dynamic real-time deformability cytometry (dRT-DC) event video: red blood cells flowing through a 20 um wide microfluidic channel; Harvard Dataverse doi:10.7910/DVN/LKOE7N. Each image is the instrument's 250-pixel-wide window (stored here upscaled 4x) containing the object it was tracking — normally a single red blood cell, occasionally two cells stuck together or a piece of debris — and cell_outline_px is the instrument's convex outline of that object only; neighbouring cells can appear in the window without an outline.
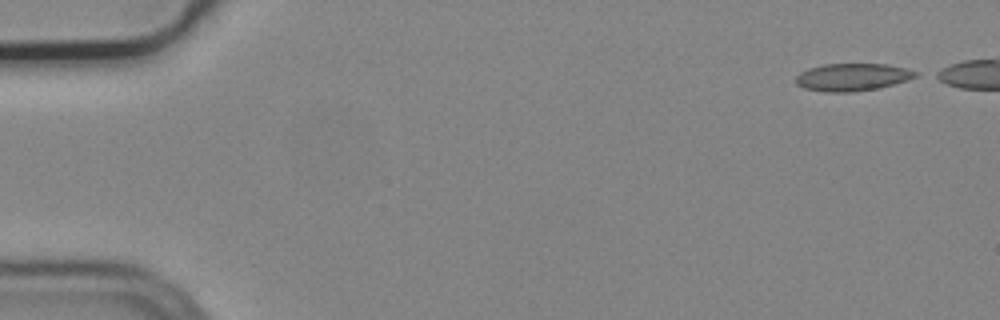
{"species": "common noctule bat (a hibernating species)", "species_latin": "Nyctalus noctula", "temperature_condition": "cold", "stored_images_in_passage": 5, "camera_frame_rate_fps": 3000, "um_per_image_px": 0.085, "animal": {"sex": "male", "body_mass_g": 19.2, "forearm_length_mm": 51.8}, "frame": {"image": 1, "passage_image": 1, "time_ms": 0.0, "image_size_px": [1000, 320], "cell_outline_px": [[920, 72], [916, 76], [908, 80], [876, 88], [852, 92], [824, 92], [804, 88], [796, 84], [796, 76], [800, 72], [808, 68], [824, 64], [888, 64]], "centroid_in_image_um": [72.43, 6.55], "position_along_channel_um": 12.6, "area_um2": 19.13}}